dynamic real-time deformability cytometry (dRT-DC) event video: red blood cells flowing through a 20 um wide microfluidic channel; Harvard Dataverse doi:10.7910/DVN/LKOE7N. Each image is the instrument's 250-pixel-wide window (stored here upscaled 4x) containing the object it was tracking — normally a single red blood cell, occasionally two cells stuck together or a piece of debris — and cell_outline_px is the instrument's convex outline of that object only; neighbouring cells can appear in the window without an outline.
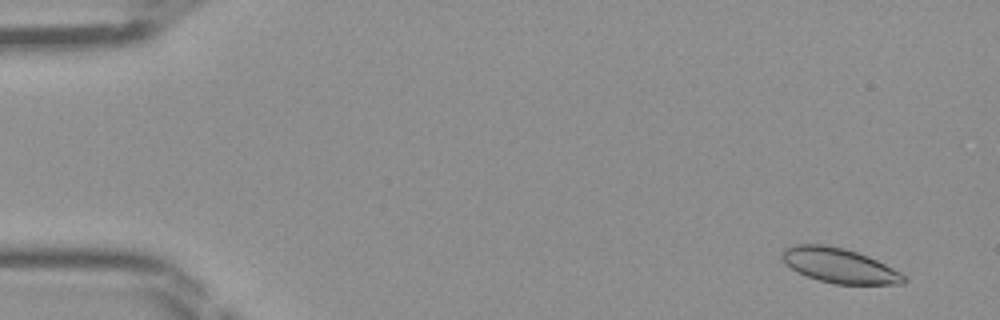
{"species": "Egyptian fruit bat (a non-hibernating species)", "species_latin": "Rousettus aegyptiacus", "temperature_condition": "room temperature", "stored_images_in_passage": 45, "camera_frame_rate_fps": 3000, "um_per_image_px": 0.085, "frame": {"image": 1, "passage_image": 1, "time_ms": 0.0, "image_size_px": [1000, 320], "cell_outline_px": [[908, 280], [904, 284], [836, 284], [820, 280], [796, 272], [784, 264], [780, 256], [784, 248], [796, 244], [824, 244], [844, 248], [868, 256], [900, 272]], "centroid_in_image_um": [71.3, 22.56], "position_along_channel_um": 13.7, "area_um2": 24.68}}
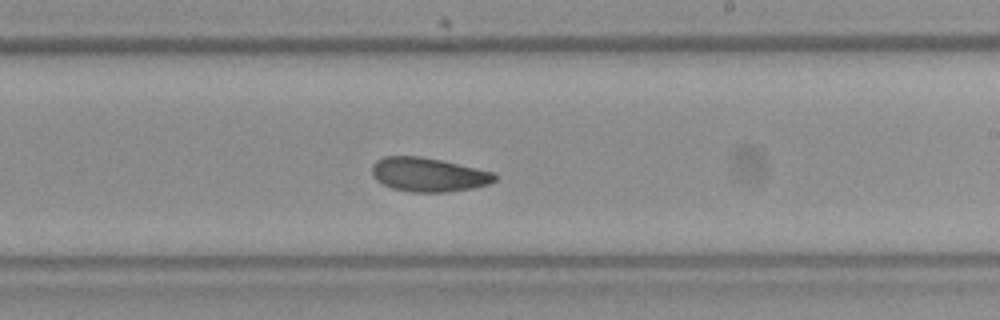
{"frame": {"image": 2, "passage_image": 26, "time_ms": 8.333, "image_size_px": [1000, 320], "cell_outline_px": [[496, 180], [488, 184], [472, 188], [448, 192], [412, 192], [392, 188], [376, 180], [372, 176], [372, 164], [376, 160], [384, 156], [420, 156], [440, 160], [476, 168], [492, 172], [496, 176]], "centroid_in_image_um": [36.38, 14.84], "position_along_channel_um": 252.6, "area_um2": 24.22}}
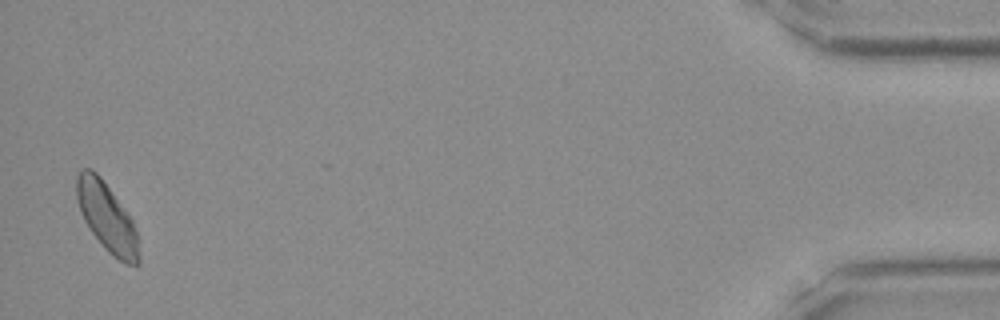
{"frame": {"image": 3, "passage_image": 44, "time_ms": 14.333, "image_size_px": [1000, 320], "cell_outline_px": [[140, 264], [128, 264], [112, 256], [104, 248], [92, 232], [84, 220], [80, 212], [76, 196], [76, 176], [84, 168], [92, 168], [100, 176], [132, 220], [136, 232], [140, 256]], "centroid_in_image_um": [9.07, 18.47], "position_along_channel_um": 426.1, "area_um2": 24.57}}